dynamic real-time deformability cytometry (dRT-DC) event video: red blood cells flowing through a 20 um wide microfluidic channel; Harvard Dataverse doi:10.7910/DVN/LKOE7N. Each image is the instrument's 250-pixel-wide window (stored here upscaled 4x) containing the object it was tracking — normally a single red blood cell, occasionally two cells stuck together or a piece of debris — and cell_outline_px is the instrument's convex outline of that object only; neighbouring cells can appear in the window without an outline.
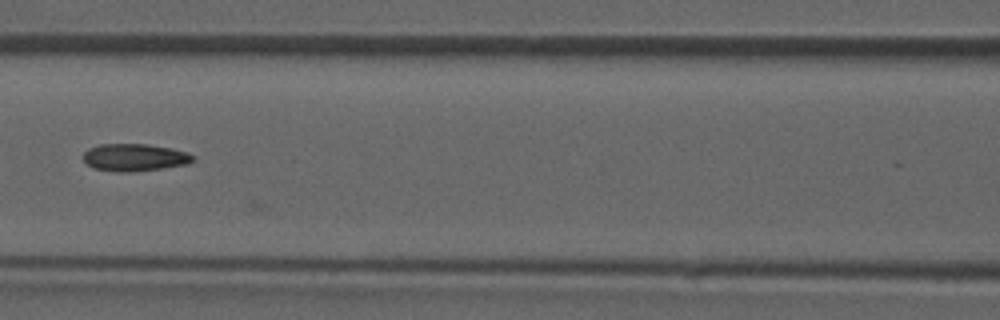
{"species": "common noctule bat (a hibernating species)", "species_latin": "Nyctalus noctula", "temperature_condition": "room temperature", "stored_images_in_passage": 27, "camera_frame_rate_fps": 3000, "um_per_image_px": 0.085, "animal": {"sex": "male", "forearm_length_mm": 52.5}, "frame": {"image": 1, "passage_image": 16, "time_ms": 5.0, "image_size_px": [1000, 320], "cell_outline_px": [[196, 160], [188, 164], [132, 172], [116, 172], [92, 168], [84, 160], [84, 152], [88, 148], [100, 144], [148, 144], [172, 148], [188, 152], [196, 156]], "centroid_in_image_um": [11.47, 13.38], "position_along_channel_um": 155.1, "area_um2": 17.69}}